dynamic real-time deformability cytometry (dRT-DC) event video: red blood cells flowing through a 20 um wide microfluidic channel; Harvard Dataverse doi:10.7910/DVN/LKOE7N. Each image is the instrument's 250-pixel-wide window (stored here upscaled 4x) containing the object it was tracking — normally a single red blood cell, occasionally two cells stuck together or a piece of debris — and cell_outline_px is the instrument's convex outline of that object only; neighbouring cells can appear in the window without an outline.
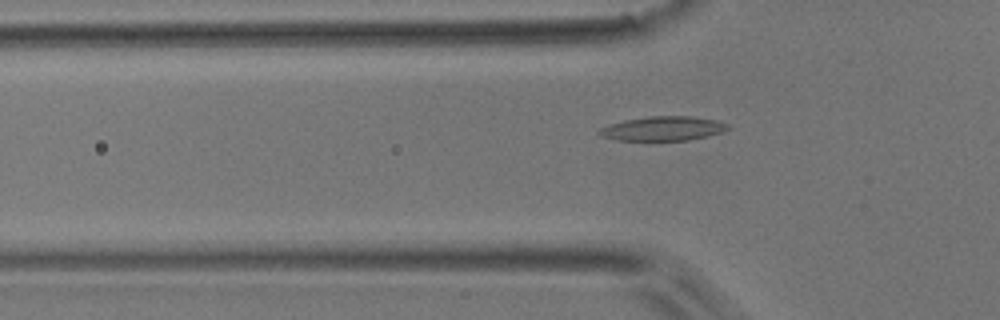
{"species": "common noctule bat (a hibernating species)", "species_latin": "Nyctalus noctula", "temperature_condition": "room temperature", "stored_images_in_passage": 37, "camera_frame_rate_fps": 3000, "um_per_image_px": 0.085, "animal": {"sex": "male", "body_mass_g": 17.9}, "frame": {"image": 1, "passage_image": 7, "time_ms": 2.0, "image_size_px": [1000, 320], "cell_outline_px": [[732, 128], [724, 132], [708, 136], [688, 140], [616, 140], [600, 136], [596, 132], [600, 128], [608, 124], [624, 120], [648, 116], [692, 116], [716, 120], [728, 124]], "centroid_in_image_um": [56.36, 10.92], "position_along_channel_um": 69.4, "area_um2": 18.44}}
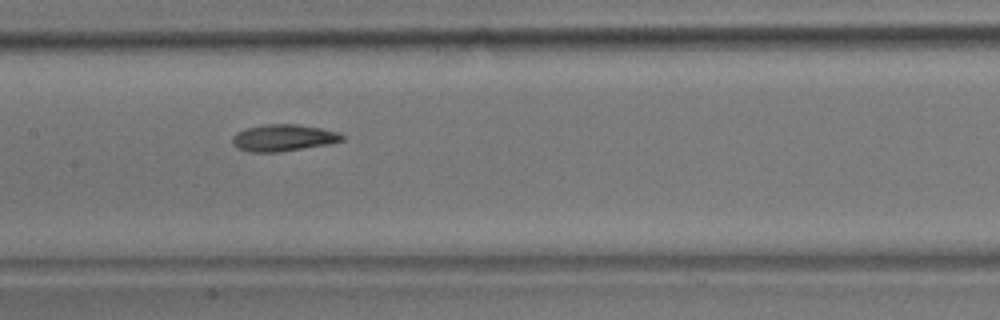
{"frame": {"image": 2, "passage_image": 16, "time_ms": 5.0, "image_size_px": [1000, 320], "cell_outline_px": [[344, 140], [328, 144], [280, 152], [248, 152], [236, 148], [232, 144], [232, 136], [236, 132], [248, 128], [264, 124], [296, 124], [320, 128], [340, 132], [344, 136]], "centroid_in_image_um": [24.06, 11.72], "position_along_channel_um": 183.3, "area_um2": 17.22}}
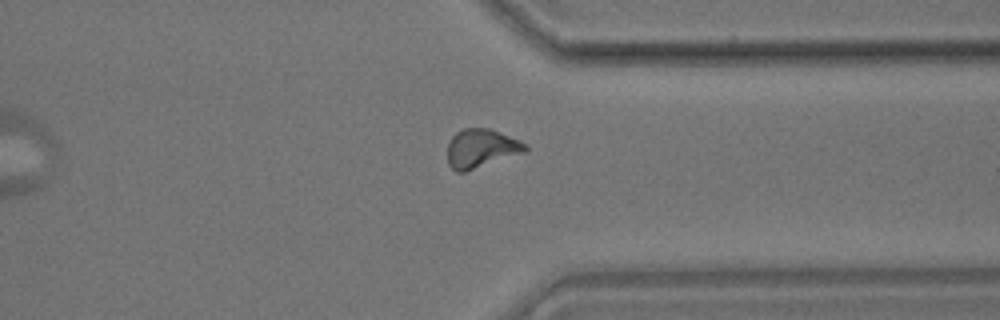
{"frame": {"image": 3, "passage_image": 31, "time_ms": 10.0, "image_size_px": [1000, 320], "cell_outline_px": [[528, 152], [464, 172], [456, 172], [448, 164], [448, 144], [452, 136], [456, 132], [464, 128], [488, 128], [520, 140], [528, 148]], "centroid_in_image_um": [40.91, 12.62], "position_along_channel_um": 370.5, "area_um2": 17.63}, "authors_computed_cell_mechanics": {"area_um2": 16.9932, "velocity_mm_per_s": 3.7862, "shape_relaxation_time_tau1_ms": 7.3291, "shape_relaxation_time_tau2_ms": 3.8346, "deformation_change_tau1": 0.1687, "deformation_change_tau2": 0.1071}}